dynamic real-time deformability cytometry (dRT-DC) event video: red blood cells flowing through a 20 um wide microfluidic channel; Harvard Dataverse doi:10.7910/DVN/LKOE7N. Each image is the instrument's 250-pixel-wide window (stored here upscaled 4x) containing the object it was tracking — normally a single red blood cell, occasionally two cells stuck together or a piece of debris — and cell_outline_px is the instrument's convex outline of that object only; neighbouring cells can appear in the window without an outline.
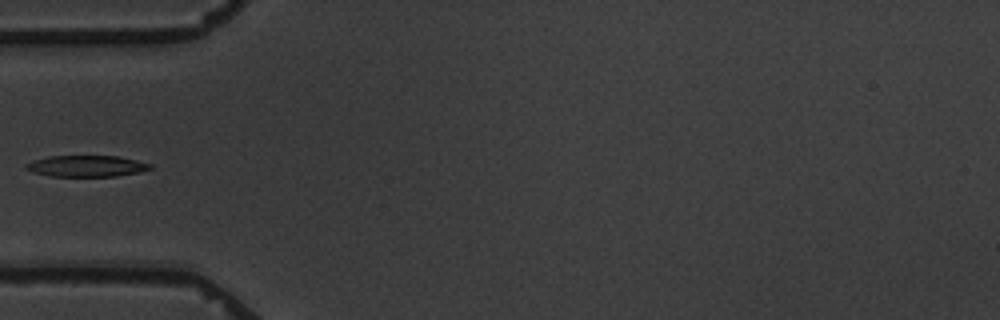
{"species": "common noctule bat (a hibernating species)", "species_latin": "Nyctalus noctula", "temperature_condition": "warm", "stored_images_in_passage": 8, "camera_frame_rate_fps": 3000, "um_per_image_px": 0.085, "animal": {"sex": "male", "body_mass_g": 19.5, "forearm_length_mm": 54.6}, "frame": {"image": 1, "passage_image": 5, "time_ms": 4.667, "image_size_px": [1000, 320], "cell_outline_px": [[152, 168], [140, 172], [116, 176], [52, 176], [32, 172], [24, 168], [24, 164], [48, 156], [116, 156], [136, 160], [152, 164]], "centroid_in_image_um": [7.35, 14.11], "position_along_channel_um": 77.6, "area_um2": 15.32}}
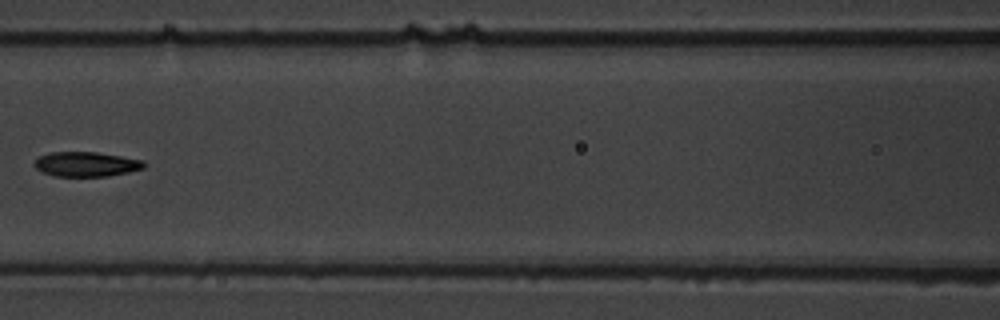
{"frame": {"image": 2, "passage_image": 7, "time_ms": 7.0, "image_size_px": [1000, 320], "cell_outline_px": [[148, 164], [144, 168], [128, 172], [108, 176], [56, 176], [44, 172], [36, 168], [32, 164], [40, 156], [52, 152], [96, 152], [144, 160]], "centroid_in_image_um": [7.37, 13.95], "position_along_channel_um": 159.2, "area_um2": 15.72}}
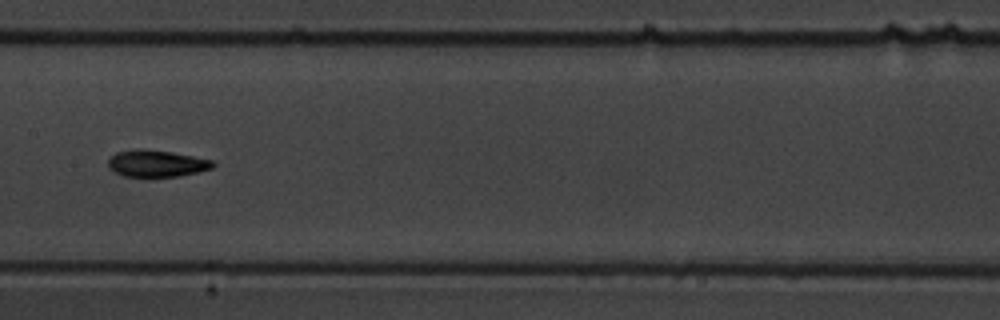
{"frame": {"image": 3, "passage_image": 8, "time_ms": 8.0, "image_size_px": [1000, 320], "cell_outline_px": [[216, 164], [212, 168], [196, 172], [176, 176], [124, 176], [108, 168], [108, 160], [116, 152], [140, 148], [168, 152], [192, 156], [212, 160]], "centroid_in_image_um": [13.28, 13.89], "position_along_channel_um": 194.1, "area_um2": 16.01}}